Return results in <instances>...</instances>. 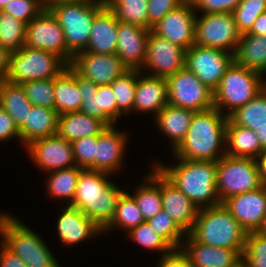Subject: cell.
Segmentation results:
<instances>
[{
	"label": "cell",
	"mask_w": 266,
	"mask_h": 267,
	"mask_svg": "<svg viewBox=\"0 0 266 267\" xmlns=\"http://www.w3.org/2000/svg\"><path fill=\"white\" fill-rule=\"evenodd\" d=\"M162 208L177 225L189 233L194 227L199 208L160 171Z\"/></svg>",
	"instance_id": "7402d4cb"
},
{
	"label": "cell",
	"mask_w": 266,
	"mask_h": 267,
	"mask_svg": "<svg viewBox=\"0 0 266 267\" xmlns=\"http://www.w3.org/2000/svg\"><path fill=\"white\" fill-rule=\"evenodd\" d=\"M266 12V0H241L232 14L238 31L247 33L257 17Z\"/></svg>",
	"instance_id": "7bdbcfd3"
},
{
	"label": "cell",
	"mask_w": 266,
	"mask_h": 267,
	"mask_svg": "<svg viewBox=\"0 0 266 267\" xmlns=\"http://www.w3.org/2000/svg\"><path fill=\"white\" fill-rule=\"evenodd\" d=\"M127 235L136 243L149 250L161 251L164 255L170 253L173 248L159 236L151 226L145 221L130 229Z\"/></svg>",
	"instance_id": "f6af8a7d"
},
{
	"label": "cell",
	"mask_w": 266,
	"mask_h": 267,
	"mask_svg": "<svg viewBox=\"0 0 266 267\" xmlns=\"http://www.w3.org/2000/svg\"><path fill=\"white\" fill-rule=\"evenodd\" d=\"M186 50L168 39L162 38L149 31L146 49V58L143 67L152 72L149 76L168 78L185 67Z\"/></svg>",
	"instance_id": "5bb4252c"
},
{
	"label": "cell",
	"mask_w": 266,
	"mask_h": 267,
	"mask_svg": "<svg viewBox=\"0 0 266 267\" xmlns=\"http://www.w3.org/2000/svg\"><path fill=\"white\" fill-rule=\"evenodd\" d=\"M240 36L232 13H203L200 18L196 15L195 44L199 46L233 54Z\"/></svg>",
	"instance_id": "30bf717a"
},
{
	"label": "cell",
	"mask_w": 266,
	"mask_h": 267,
	"mask_svg": "<svg viewBox=\"0 0 266 267\" xmlns=\"http://www.w3.org/2000/svg\"><path fill=\"white\" fill-rule=\"evenodd\" d=\"M54 110L58 115L80 111L82 94L75 80V69L69 64L54 77Z\"/></svg>",
	"instance_id": "f546056e"
},
{
	"label": "cell",
	"mask_w": 266,
	"mask_h": 267,
	"mask_svg": "<svg viewBox=\"0 0 266 267\" xmlns=\"http://www.w3.org/2000/svg\"><path fill=\"white\" fill-rule=\"evenodd\" d=\"M260 179L263 185H266V150L262 151L256 158Z\"/></svg>",
	"instance_id": "9f6ffc18"
},
{
	"label": "cell",
	"mask_w": 266,
	"mask_h": 267,
	"mask_svg": "<svg viewBox=\"0 0 266 267\" xmlns=\"http://www.w3.org/2000/svg\"><path fill=\"white\" fill-rule=\"evenodd\" d=\"M229 213L247 232H258L266 214V185L222 202Z\"/></svg>",
	"instance_id": "d6986e66"
},
{
	"label": "cell",
	"mask_w": 266,
	"mask_h": 267,
	"mask_svg": "<svg viewBox=\"0 0 266 267\" xmlns=\"http://www.w3.org/2000/svg\"><path fill=\"white\" fill-rule=\"evenodd\" d=\"M117 36V18L114 12L104 5L94 16L85 51L96 54H116Z\"/></svg>",
	"instance_id": "d4e9b609"
},
{
	"label": "cell",
	"mask_w": 266,
	"mask_h": 267,
	"mask_svg": "<svg viewBox=\"0 0 266 267\" xmlns=\"http://www.w3.org/2000/svg\"><path fill=\"white\" fill-rule=\"evenodd\" d=\"M11 52L0 45V81L5 79L10 67Z\"/></svg>",
	"instance_id": "db71d44e"
},
{
	"label": "cell",
	"mask_w": 266,
	"mask_h": 267,
	"mask_svg": "<svg viewBox=\"0 0 266 267\" xmlns=\"http://www.w3.org/2000/svg\"><path fill=\"white\" fill-rule=\"evenodd\" d=\"M104 3L119 21L148 30V0H104Z\"/></svg>",
	"instance_id": "f35d334b"
},
{
	"label": "cell",
	"mask_w": 266,
	"mask_h": 267,
	"mask_svg": "<svg viewBox=\"0 0 266 267\" xmlns=\"http://www.w3.org/2000/svg\"><path fill=\"white\" fill-rule=\"evenodd\" d=\"M254 132L258 136L261 149L266 150V126L257 128Z\"/></svg>",
	"instance_id": "6f0895ef"
},
{
	"label": "cell",
	"mask_w": 266,
	"mask_h": 267,
	"mask_svg": "<svg viewBox=\"0 0 266 267\" xmlns=\"http://www.w3.org/2000/svg\"><path fill=\"white\" fill-rule=\"evenodd\" d=\"M26 23L0 11V45L10 52L18 51L25 45Z\"/></svg>",
	"instance_id": "ab89813d"
},
{
	"label": "cell",
	"mask_w": 266,
	"mask_h": 267,
	"mask_svg": "<svg viewBox=\"0 0 266 267\" xmlns=\"http://www.w3.org/2000/svg\"><path fill=\"white\" fill-rule=\"evenodd\" d=\"M152 173L146 177L145 184L140 185L133 197L145 221L154 217L163 208L160 192V170L153 163ZM147 182V183H146Z\"/></svg>",
	"instance_id": "836d02e7"
},
{
	"label": "cell",
	"mask_w": 266,
	"mask_h": 267,
	"mask_svg": "<svg viewBox=\"0 0 266 267\" xmlns=\"http://www.w3.org/2000/svg\"><path fill=\"white\" fill-rule=\"evenodd\" d=\"M196 15L192 1L185 0L153 25L151 31L187 50L195 44Z\"/></svg>",
	"instance_id": "9a60e30c"
},
{
	"label": "cell",
	"mask_w": 266,
	"mask_h": 267,
	"mask_svg": "<svg viewBox=\"0 0 266 267\" xmlns=\"http://www.w3.org/2000/svg\"><path fill=\"white\" fill-rule=\"evenodd\" d=\"M226 155L256 159L263 151L256 133L234 124L229 118L226 126Z\"/></svg>",
	"instance_id": "1f68e13d"
},
{
	"label": "cell",
	"mask_w": 266,
	"mask_h": 267,
	"mask_svg": "<svg viewBox=\"0 0 266 267\" xmlns=\"http://www.w3.org/2000/svg\"><path fill=\"white\" fill-rule=\"evenodd\" d=\"M84 169L74 166L49 172L47 192L50 196L60 199H69L66 205L73 202L80 173Z\"/></svg>",
	"instance_id": "8d00e7d4"
},
{
	"label": "cell",
	"mask_w": 266,
	"mask_h": 267,
	"mask_svg": "<svg viewBox=\"0 0 266 267\" xmlns=\"http://www.w3.org/2000/svg\"><path fill=\"white\" fill-rule=\"evenodd\" d=\"M75 80L82 94L80 111L113 126L117 121L116 98L111 85H96L75 70Z\"/></svg>",
	"instance_id": "2e32d148"
},
{
	"label": "cell",
	"mask_w": 266,
	"mask_h": 267,
	"mask_svg": "<svg viewBox=\"0 0 266 267\" xmlns=\"http://www.w3.org/2000/svg\"><path fill=\"white\" fill-rule=\"evenodd\" d=\"M63 209L56 226L61 243L72 246L103 233L94 221L76 207L67 205Z\"/></svg>",
	"instance_id": "cb8c5ba5"
},
{
	"label": "cell",
	"mask_w": 266,
	"mask_h": 267,
	"mask_svg": "<svg viewBox=\"0 0 266 267\" xmlns=\"http://www.w3.org/2000/svg\"><path fill=\"white\" fill-rule=\"evenodd\" d=\"M140 73L143 72L128 69L110 84L116 98L117 118L123 113L133 111L136 83Z\"/></svg>",
	"instance_id": "74e56055"
},
{
	"label": "cell",
	"mask_w": 266,
	"mask_h": 267,
	"mask_svg": "<svg viewBox=\"0 0 266 267\" xmlns=\"http://www.w3.org/2000/svg\"><path fill=\"white\" fill-rule=\"evenodd\" d=\"M158 267H193L188 257L181 249H173L170 253L162 256Z\"/></svg>",
	"instance_id": "816d5d0a"
},
{
	"label": "cell",
	"mask_w": 266,
	"mask_h": 267,
	"mask_svg": "<svg viewBox=\"0 0 266 267\" xmlns=\"http://www.w3.org/2000/svg\"><path fill=\"white\" fill-rule=\"evenodd\" d=\"M24 46L52 52L67 65L73 59L67 51L62 28L47 7L27 24Z\"/></svg>",
	"instance_id": "7c38bea8"
},
{
	"label": "cell",
	"mask_w": 266,
	"mask_h": 267,
	"mask_svg": "<svg viewBox=\"0 0 266 267\" xmlns=\"http://www.w3.org/2000/svg\"><path fill=\"white\" fill-rule=\"evenodd\" d=\"M194 114V110L167 104L155 116L157 127L170 138L173 151L184 140Z\"/></svg>",
	"instance_id": "f1b7e54d"
},
{
	"label": "cell",
	"mask_w": 266,
	"mask_h": 267,
	"mask_svg": "<svg viewBox=\"0 0 266 267\" xmlns=\"http://www.w3.org/2000/svg\"><path fill=\"white\" fill-rule=\"evenodd\" d=\"M228 118L234 124L253 131L266 126V87L253 100L237 108Z\"/></svg>",
	"instance_id": "e575fe53"
},
{
	"label": "cell",
	"mask_w": 266,
	"mask_h": 267,
	"mask_svg": "<svg viewBox=\"0 0 266 267\" xmlns=\"http://www.w3.org/2000/svg\"><path fill=\"white\" fill-rule=\"evenodd\" d=\"M146 222L173 249H180L183 243L182 237H185L186 233L177 225V223L165 210L162 209Z\"/></svg>",
	"instance_id": "60d3db41"
},
{
	"label": "cell",
	"mask_w": 266,
	"mask_h": 267,
	"mask_svg": "<svg viewBox=\"0 0 266 267\" xmlns=\"http://www.w3.org/2000/svg\"><path fill=\"white\" fill-rule=\"evenodd\" d=\"M44 8H46L45 0H11L2 11L28 24Z\"/></svg>",
	"instance_id": "7dc6e473"
},
{
	"label": "cell",
	"mask_w": 266,
	"mask_h": 267,
	"mask_svg": "<svg viewBox=\"0 0 266 267\" xmlns=\"http://www.w3.org/2000/svg\"><path fill=\"white\" fill-rule=\"evenodd\" d=\"M258 232L265 236L266 237V214H265V217H264V221H263V224L261 226V228L258 230Z\"/></svg>",
	"instance_id": "91938a15"
},
{
	"label": "cell",
	"mask_w": 266,
	"mask_h": 267,
	"mask_svg": "<svg viewBox=\"0 0 266 267\" xmlns=\"http://www.w3.org/2000/svg\"><path fill=\"white\" fill-rule=\"evenodd\" d=\"M55 1H76L85 3H104V0H45V4Z\"/></svg>",
	"instance_id": "680465c9"
},
{
	"label": "cell",
	"mask_w": 266,
	"mask_h": 267,
	"mask_svg": "<svg viewBox=\"0 0 266 267\" xmlns=\"http://www.w3.org/2000/svg\"><path fill=\"white\" fill-rule=\"evenodd\" d=\"M198 242L219 248L236 249L243 254L247 232L221 203L199 209L189 232Z\"/></svg>",
	"instance_id": "277c9868"
},
{
	"label": "cell",
	"mask_w": 266,
	"mask_h": 267,
	"mask_svg": "<svg viewBox=\"0 0 266 267\" xmlns=\"http://www.w3.org/2000/svg\"><path fill=\"white\" fill-rule=\"evenodd\" d=\"M115 126H107L97 136L96 171L113 174L122 166L127 135L118 131Z\"/></svg>",
	"instance_id": "603a6c76"
},
{
	"label": "cell",
	"mask_w": 266,
	"mask_h": 267,
	"mask_svg": "<svg viewBox=\"0 0 266 267\" xmlns=\"http://www.w3.org/2000/svg\"><path fill=\"white\" fill-rule=\"evenodd\" d=\"M145 222L142 213L132 195L123 191L118 198L114 215L111 221L102 229L105 231L113 229L114 226H119L128 232L130 229L137 227Z\"/></svg>",
	"instance_id": "d590c367"
},
{
	"label": "cell",
	"mask_w": 266,
	"mask_h": 267,
	"mask_svg": "<svg viewBox=\"0 0 266 267\" xmlns=\"http://www.w3.org/2000/svg\"><path fill=\"white\" fill-rule=\"evenodd\" d=\"M81 76L96 85H110L128 70L117 54L77 53L70 64Z\"/></svg>",
	"instance_id": "ac0fdd59"
},
{
	"label": "cell",
	"mask_w": 266,
	"mask_h": 267,
	"mask_svg": "<svg viewBox=\"0 0 266 267\" xmlns=\"http://www.w3.org/2000/svg\"><path fill=\"white\" fill-rule=\"evenodd\" d=\"M168 104L204 111L214 107L213 91L186 67L167 78Z\"/></svg>",
	"instance_id": "8fae6325"
},
{
	"label": "cell",
	"mask_w": 266,
	"mask_h": 267,
	"mask_svg": "<svg viewBox=\"0 0 266 267\" xmlns=\"http://www.w3.org/2000/svg\"><path fill=\"white\" fill-rule=\"evenodd\" d=\"M104 5L105 3L76 1H55L46 4L61 26L67 51L73 57L86 50L94 16Z\"/></svg>",
	"instance_id": "5b68a950"
},
{
	"label": "cell",
	"mask_w": 266,
	"mask_h": 267,
	"mask_svg": "<svg viewBox=\"0 0 266 267\" xmlns=\"http://www.w3.org/2000/svg\"><path fill=\"white\" fill-rule=\"evenodd\" d=\"M233 61L231 52L197 44L185 52V67L213 92Z\"/></svg>",
	"instance_id": "4fadbf2b"
},
{
	"label": "cell",
	"mask_w": 266,
	"mask_h": 267,
	"mask_svg": "<svg viewBox=\"0 0 266 267\" xmlns=\"http://www.w3.org/2000/svg\"><path fill=\"white\" fill-rule=\"evenodd\" d=\"M1 242L28 267H61L48 246L17 217L0 212Z\"/></svg>",
	"instance_id": "8992f818"
},
{
	"label": "cell",
	"mask_w": 266,
	"mask_h": 267,
	"mask_svg": "<svg viewBox=\"0 0 266 267\" xmlns=\"http://www.w3.org/2000/svg\"><path fill=\"white\" fill-rule=\"evenodd\" d=\"M138 76L134 97L135 112H154L156 116L168 104V82L166 78Z\"/></svg>",
	"instance_id": "484cf974"
},
{
	"label": "cell",
	"mask_w": 266,
	"mask_h": 267,
	"mask_svg": "<svg viewBox=\"0 0 266 267\" xmlns=\"http://www.w3.org/2000/svg\"><path fill=\"white\" fill-rule=\"evenodd\" d=\"M67 64L56 54L37 48L23 46L11 52L10 67L6 80L21 84L27 81L56 77Z\"/></svg>",
	"instance_id": "ba28073f"
},
{
	"label": "cell",
	"mask_w": 266,
	"mask_h": 267,
	"mask_svg": "<svg viewBox=\"0 0 266 267\" xmlns=\"http://www.w3.org/2000/svg\"><path fill=\"white\" fill-rule=\"evenodd\" d=\"M175 166L156 163L157 168L173 182L199 209L221 204L217 193V162L176 158Z\"/></svg>",
	"instance_id": "7a4b0ae2"
},
{
	"label": "cell",
	"mask_w": 266,
	"mask_h": 267,
	"mask_svg": "<svg viewBox=\"0 0 266 267\" xmlns=\"http://www.w3.org/2000/svg\"><path fill=\"white\" fill-rule=\"evenodd\" d=\"M185 0H148V30Z\"/></svg>",
	"instance_id": "c3c4849f"
},
{
	"label": "cell",
	"mask_w": 266,
	"mask_h": 267,
	"mask_svg": "<svg viewBox=\"0 0 266 267\" xmlns=\"http://www.w3.org/2000/svg\"><path fill=\"white\" fill-rule=\"evenodd\" d=\"M32 106L21 84L6 79L0 81V107L13 118L18 128L25 123Z\"/></svg>",
	"instance_id": "d6a6232c"
},
{
	"label": "cell",
	"mask_w": 266,
	"mask_h": 267,
	"mask_svg": "<svg viewBox=\"0 0 266 267\" xmlns=\"http://www.w3.org/2000/svg\"><path fill=\"white\" fill-rule=\"evenodd\" d=\"M234 62L261 73L266 72V35L243 33L233 53Z\"/></svg>",
	"instance_id": "4dcf8cb0"
},
{
	"label": "cell",
	"mask_w": 266,
	"mask_h": 267,
	"mask_svg": "<svg viewBox=\"0 0 266 267\" xmlns=\"http://www.w3.org/2000/svg\"><path fill=\"white\" fill-rule=\"evenodd\" d=\"M58 116L54 109L33 105L19 128L23 145L26 147L35 140L57 134Z\"/></svg>",
	"instance_id": "83f0119b"
},
{
	"label": "cell",
	"mask_w": 266,
	"mask_h": 267,
	"mask_svg": "<svg viewBox=\"0 0 266 267\" xmlns=\"http://www.w3.org/2000/svg\"><path fill=\"white\" fill-rule=\"evenodd\" d=\"M26 148L42 170L51 172L76 166L72 143L58 134L35 140Z\"/></svg>",
	"instance_id": "e0dca14e"
},
{
	"label": "cell",
	"mask_w": 266,
	"mask_h": 267,
	"mask_svg": "<svg viewBox=\"0 0 266 267\" xmlns=\"http://www.w3.org/2000/svg\"><path fill=\"white\" fill-rule=\"evenodd\" d=\"M108 176L105 172L84 169L80 173L74 199L70 204L101 229L111 221L118 198L124 191L109 181Z\"/></svg>",
	"instance_id": "3957f363"
},
{
	"label": "cell",
	"mask_w": 266,
	"mask_h": 267,
	"mask_svg": "<svg viewBox=\"0 0 266 267\" xmlns=\"http://www.w3.org/2000/svg\"><path fill=\"white\" fill-rule=\"evenodd\" d=\"M245 267H266V237L259 232H249L242 254Z\"/></svg>",
	"instance_id": "ee69618b"
},
{
	"label": "cell",
	"mask_w": 266,
	"mask_h": 267,
	"mask_svg": "<svg viewBox=\"0 0 266 267\" xmlns=\"http://www.w3.org/2000/svg\"><path fill=\"white\" fill-rule=\"evenodd\" d=\"M149 31L141 26L117 19L116 54L128 69L140 70L143 67Z\"/></svg>",
	"instance_id": "44dd1931"
},
{
	"label": "cell",
	"mask_w": 266,
	"mask_h": 267,
	"mask_svg": "<svg viewBox=\"0 0 266 267\" xmlns=\"http://www.w3.org/2000/svg\"><path fill=\"white\" fill-rule=\"evenodd\" d=\"M106 128L103 121L81 111L58 116L57 134L71 143L85 137L98 136Z\"/></svg>",
	"instance_id": "4316f807"
},
{
	"label": "cell",
	"mask_w": 266,
	"mask_h": 267,
	"mask_svg": "<svg viewBox=\"0 0 266 267\" xmlns=\"http://www.w3.org/2000/svg\"><path fill=\"white\" fill-rule=\"evenodd\" d=\"M216 183L220 203L263 185L256 159L226 154L217 161Z\"/></svg>",
	"instance_id": "9c48e42d"
},
{
	"label": "cell",
	"mask_w": 266,
	"mask_h": 267,
	"mask_svg": "<svg viewBox=\"0 0 266 267\" xmlns=\"http://www.w3.org/2000/svg\"><path fill=\"white\" fill-rule=\"evenodd\" d=\"M32 105L54 109V78L21 83Z\"/></svg>",
	"instance_id": "b9f144b4"
},
{
	"label": "cell",
	"mask_w": 266,
	"mask_h": 267,
	"mask_svg": "<svg viewBox=\"0 0 266 267\" xmlns=\"http://www.w3.org/2000/svg\"><path fill=\"white\" fill-rule=\"evenodd\" d=\"M183 239L180 249L193 267H238L242 263V254L236 249L200 243L190 233Z\"/></svg>",
	"instance_id": "ffe728a7"
},
{
	"label": "cell",
	"mask_w": 266,
	"mask_h": 267,
	"mask_svg": "<svg viewBox=\"0 0 266 267\" xmlns=\"http://www.w3.org/2000/svg\"><path fill=\"white\" fill-rule=\"evenodd\" d=\"M194 9L203 13H232L241 0H191Z\"/></svg>",
	"instance_id": "681fc988"
},
{
	"label": "cell",
	"mask_w": 266,
	"mask_h": 267,
	"mask_svg": "<svg viewBox=\"0 0 266 267\" xmlns=\"http://www.w3.org/2000/svg\"><path fill=\"white\" fill-rule=\"evenodd\" d=\"M249 34H254L257 36L266 35V12L261 13L255 22L253 23L251 29L247 32Z\"/></svg>",
	"instance_id": "11a10c76"
},
{
	"label": "cell",
	"mask_w": 266,
	"mask_h": 267,
	"mask_svg": "<svg viewBox=\"0 0 266 267\" xmlns=\"http://www.w3.org/2000/svg\"><path fill=\"white\" fill-rule=\"evenodd\" d=\"M262 74L236 64L234 61L228 67L213 92L214 107L229 116L237 108L253 100L266 87Z\"/></svg>",
	"instance_id": "52a82bcc"
},
{
	"label": "cell",
	"mask_w": 266,
	"mask_h": 267,
	"mask_svg": "<svg viewBox=\"0 0 266 267\" xmlns=\"http://www.w3.org/2000/svg\"><path fill=\"white\" fill-rule=\"evenodd\" d=\"M238 267H245L242 263Z\"/></svg>",
	"instance_id": "6125c7cd"
},
{
	"label": "cell",
	"mask_w": 266,
	"mask_h": 267,
	"mask_svg": "<svg viewBox=\"0 0 266 267\" xmlns=\"http://www.w3.org/2000/svg\"><path fill=\"white\" fill-rule=\"evenodd\" d=\"M17 138L20 140L19 128L13 118L0 107V141Z\"/></svg>",
	"instance_id": "f907efd6"
},
{
	"label": "cell",
	"mask_w": 266,
	"mask_h": 267,
	"mask_svg": "<svg viewBox=\"0 0 266 267\" xmlns=\"http://www.w3.org/2000/svg\"><path fill=\"white\" fill-rule=\"evenodd\" d=\"M97 136L85 137L72 142L76 166L96 171Z\"/></svg>",
	"instance_id": "bcb514c9"
},
{
	"label": "cell",
	"mask_w": 266,
	"mask_h": 267,
	"mask_svg": "<svg viewBox=\"0 0 266 267\" xmlns=\"http://www.w3.org/2000/svg\"><path fill=\"white\" fill-rule=\"evenodd\" d=\"M227 122L215 107L195 112L184 140L172 151L175 158L217 162L226 154Z\"/></svg>",
	"instance_id": "6da1fadb"
},
{
	"label": "cell",
	"mask_w": 266,
	"mask_h": 267,
	"mask_svg": "<svg viewBox=\"0 0 266 267\" xmlns=\"http://www.w3.org/2000/svg\"><path fill=\"white\" fill-rule=\"evenodd\" d=\"M10 1L11 0H0V11H2L4 7L6 6V4Z\"/></svg>",
	"instance_id": "94428289"
},
{
	"label": "cell",
	"mask_w": 266,
	"mask_h": 267,
	"mask_svg": "<svg viewBox=\"0 0 266 267\" xmlns=\"http://www.w3.org/2000/svg\"><path fill=\"white\" fill-rule=\"evenodd\" d=\"M0 243V267H28L20 257Z\"/></svg>",
	"instance_id": "f5cc1de1"
}]
</instances>
